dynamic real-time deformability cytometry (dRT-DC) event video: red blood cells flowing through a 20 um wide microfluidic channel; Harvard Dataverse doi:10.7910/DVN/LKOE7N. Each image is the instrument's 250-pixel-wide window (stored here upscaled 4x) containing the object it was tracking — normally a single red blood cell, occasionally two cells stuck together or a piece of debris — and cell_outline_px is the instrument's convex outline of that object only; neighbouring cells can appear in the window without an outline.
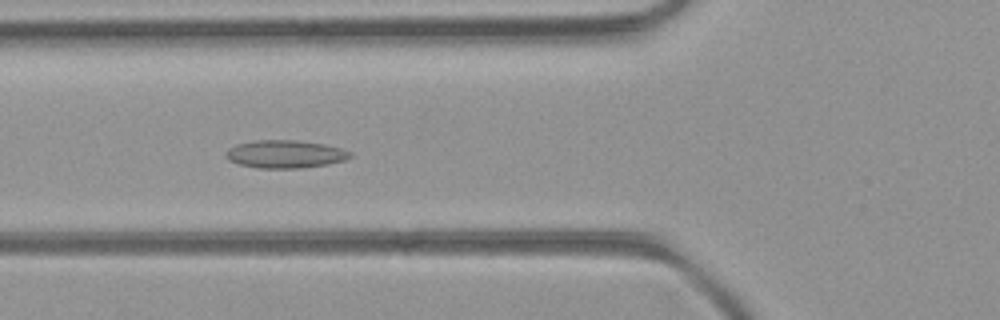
{"species": "common noctule bat (a hibernating species)", "species_latin": "Nyctalus noctula", "temperature_condition": "room temperature", "stored_images_in_passage": 50, "camera_frame_rate_fps": 3000, "um_per_image_px": 0.085, "animal": {"sex": "female", "body_mass_g": 21.9}, "frame": {"image": 1, "passage_image": 19, "time_ms": 6.0, "image_size_px": [1000, 320], "cell_outline_px": [[352, 156], [344, 160], [328, 164], [300, 168], [256, 168], [240, 164], [228, 160], [224, 156], [224, 152], [228, 148], [236, 144], [256, 140], [296, 140], [324, 144], [340, 148], [352, 152]], "centroid_in_image_um": [24.2, 13.1], "position_along_channel_um": 101.6, "area_um2": 20.29}}
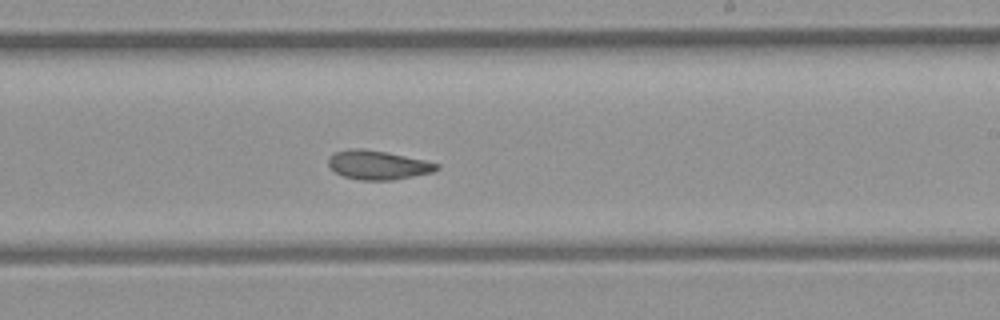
{"frame": {"image": 2, "passage_image": 30, "time_ms": 9.667, "image_size_px": [1000, 320], "cell_outline_px": [[440, 168], [432, 172], [392, 180], [360, 180], [344, 176], [336, 172], [328, 164], [328, 156], [332, 152], [348, 148], [364, 148], [388, 152], [424, 160], [440, 164]], "centroid_in_image_um": [32.09, 14.0], "position_along_channel_um": 256.9, "area_um2": 18.44}}
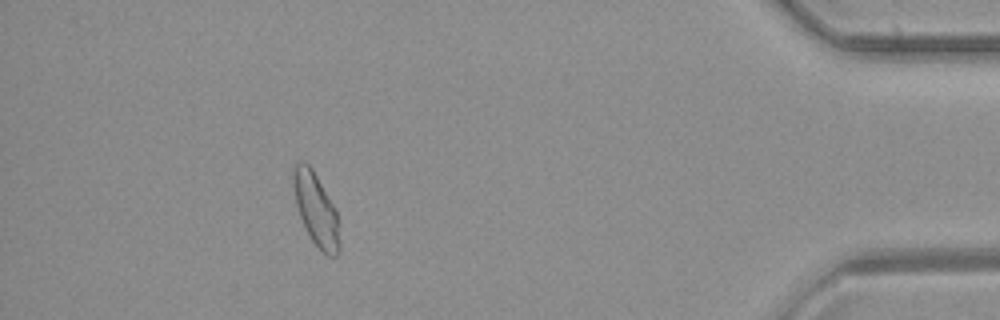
{"frame": {"image": 3, "passage_image": 45, "time_ms": 14.667, "image_size_px": [1000, 320], "cell_outline_px": [[340, 252], [336, 256], [328, 256], [312, 240], [300, 216], [296, 204], [292, 180], [292, 164], [296, 160], [304, 160], [312, 168], [336, 208], [340, 244]], "centroid_in_image_um": [26.85, 17.72], "position_along_channel_um": 408.4, "area_um2": 19.65}, "authors_computed_cell_mechanics": {"area_um2": 19.6809, "velocity_mm_per_s": 4.226, "shape_relaxation_time_tau1_ms": null, "shape_relaxation_time_tau2_ms": 2.34, "deformation_change_tau1": null, "deformation_change_tau2": 0.0871}}